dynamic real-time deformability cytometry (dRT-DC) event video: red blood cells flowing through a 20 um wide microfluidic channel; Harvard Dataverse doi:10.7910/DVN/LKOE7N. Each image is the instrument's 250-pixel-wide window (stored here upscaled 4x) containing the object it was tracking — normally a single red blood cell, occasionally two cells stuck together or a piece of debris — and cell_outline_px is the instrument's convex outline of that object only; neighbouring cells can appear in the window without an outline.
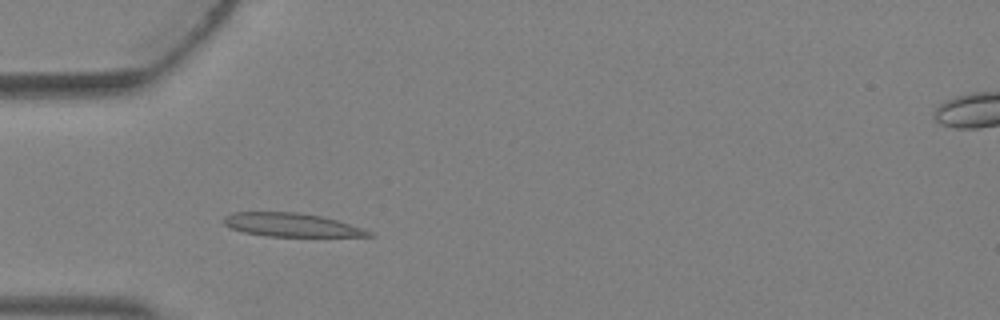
{"species": "Egyptian fruit bat (a non-hibernating species)", "species_latin": "Rousettus aegyptiacus", "temperature_condition": "warm", "stored_images_in_passage": 4, "camera_frame_rate_fps": 3000, "um_per_image_px": 0.085, "animal": {"sex": "female"}, "frame": {"image": 1, "passage_image": 3, "time_ms": 0.667, "image_size_px": [1000, 320], "cell_outline_px": [[376, 236], [268, 236], [244, 232], [232, 228], [224, 224], [224, 216], [232, 212], [300, 212], [320, 216], [336, 220], [364, 228], [372, 232]], "centroid_in_image_um": [24.78, 19.11], "position_along_channel_um": 60.2, "area_um2": 19.71}}
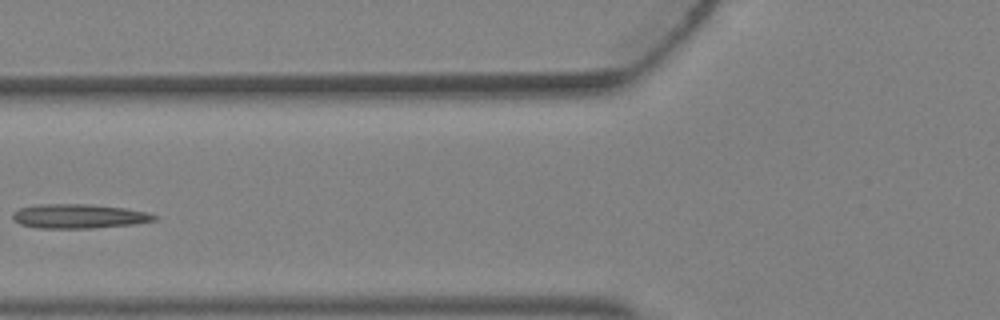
{"frame": {"image": 2, "passage_image": 4, "time_ms": 1.0, "image_size_px": [1000, 320], "cell_outline_px": [[156, 220], [132, 224], [92, 228], [36, 228], [20, 224], [12, 220], [12, 212], [20, 208], [36, 204], [92, 204], [124, 208], [144, 212], [156, 216]], "centroid_in_image_um": [6.61, 18.37], "position_along_channel_um": 119.2, "area_um2": 20.0}}